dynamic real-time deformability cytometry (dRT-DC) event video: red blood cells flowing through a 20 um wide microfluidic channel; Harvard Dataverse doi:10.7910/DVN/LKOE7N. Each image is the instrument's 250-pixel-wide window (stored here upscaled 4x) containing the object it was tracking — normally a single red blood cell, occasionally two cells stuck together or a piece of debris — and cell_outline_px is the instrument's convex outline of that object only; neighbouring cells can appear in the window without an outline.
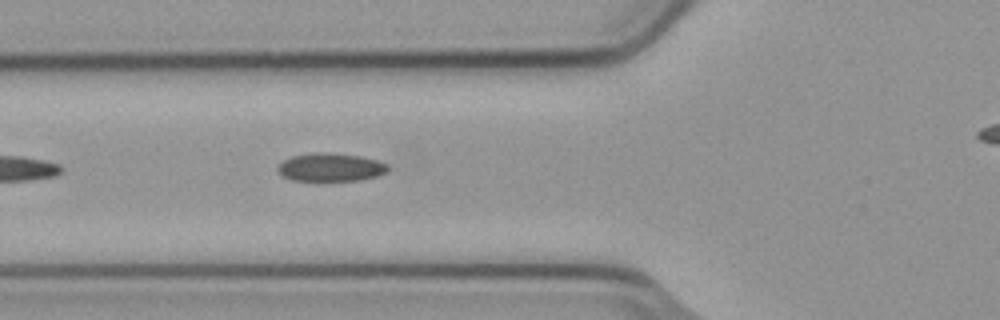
{"species": "common noctule bat (a hibernating species)", "species_latin": "Nyctalus noctula", "temperature_condition": "cold", "stored_images_in_passage": 3, "segment_of_instrument_passage": [1, 2], "camera_frame_rate_fps": 3000, "um_per_image_px": 0.085, "animal": {"sex": "male", "body_mass_g": 23.1, "forearm_length_mm": 52.7}, "frame": {"image": 1, "passage_image": 2, "time_ms": 0.333, "image_size_px": [1000, 320], "cell_outline_px": [[388, 172], [376, 176], [360, 180], [292, 180], [284, 176], [276, 168], [284, 160], [292, 156], [316, 152], [328, 152], [360, 156], [376, 160], [388, 164]], "centroid_in_image_um": [28.12, 14.21], "position_along_channel_um": 97.7, "area_um2": 17.92}}